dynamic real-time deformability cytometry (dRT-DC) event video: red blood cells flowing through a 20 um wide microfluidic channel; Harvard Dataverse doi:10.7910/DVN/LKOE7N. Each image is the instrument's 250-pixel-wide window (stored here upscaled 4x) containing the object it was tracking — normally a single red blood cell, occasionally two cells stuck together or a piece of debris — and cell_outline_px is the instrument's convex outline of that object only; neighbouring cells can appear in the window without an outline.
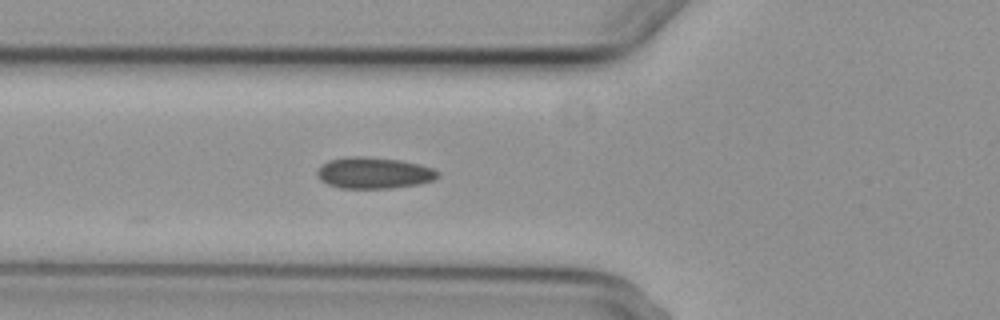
{"species": "common noctule bat (a hibernating species)", "species_latin": "Nyctalus noctula", "temperature_condition": "cold", "stored_images_in_passage": 5, "camera_frame_rate_fps": 3000, "um_per_image_px": 0.085, "animal": {"sex": "female", "body_mass_g": 29.2, "forearm_length_mm": 56.3}, "frame": {"image": 1, "passage_image": 5, "time_ms": 4.667, "image_size_px": [1000, 320], "cell_outline_px": [[440, 176], [432, 180], [420, 184], [392, 188], [340, 188], [328, 184], [320, 180], [316, 172], [320, 164], [328, 160], [348, 156], [368, 156], [400, 160], [420, 164], [432, 168], [440, 172]], "centroid_in_image_um": [31.77, 14.69], "position_along_channel_um": 94.0, "area_um2": 22.31}}